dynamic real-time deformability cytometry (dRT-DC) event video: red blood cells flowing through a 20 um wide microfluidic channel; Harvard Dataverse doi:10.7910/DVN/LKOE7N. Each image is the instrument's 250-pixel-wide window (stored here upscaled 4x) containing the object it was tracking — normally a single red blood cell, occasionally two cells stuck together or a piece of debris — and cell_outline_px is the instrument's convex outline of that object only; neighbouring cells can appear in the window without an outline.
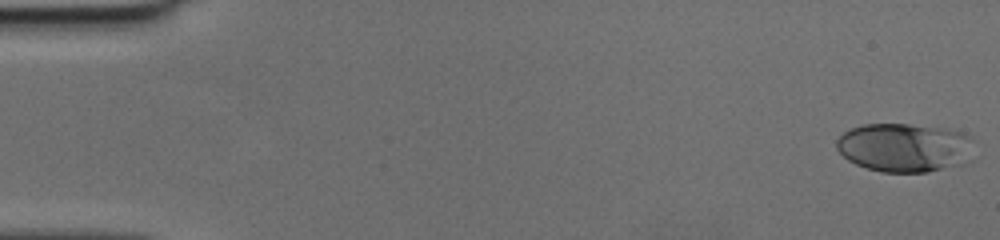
{"species": "human", "species_latin": "Homo sapiens", "temperature_condition": "cold", "stored_images_in_passage": 49, "camera_frame_rate_fps": 3000, "um_per_image_px": 0.085, "donor": {"sex": "female"}, "frame": {"image": 1, "passage_image": 1, "time_ms": 0.0, "image_size_px": [1000, 240], "cell_outline_px": [[972, 140], [960, 164], [928, 172], [880, 172], [856, 164], [848, 160], [836, 148], [836, 140], [844, 132], [852, 128], [864, 124], [908, 124], [944, 128], [960, 132], [968, 136]], "centroid_in_image_um": [76.77, 12.53], "position_along_channel_um": 8.2, "area_um2": 38.26}}
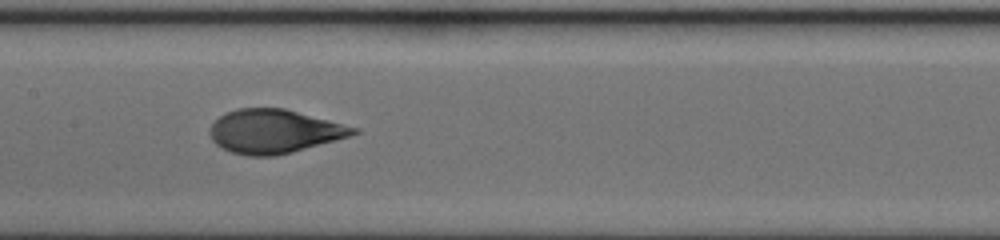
{"frame": {"image": 2, "passage_image": 25, "time_ms": 8.0, "image_size_px": [1000, 240], "cell_outline_px": [[360, 132], [348, 136], [292, 152], [276, 156], [248, 156], [232, 152], [216, 144], [212, 140], [208, 132], [212, 124], [220, 116], [236, 108], [284, 108], [360, 128]], "centroid_in_image_um": [23.29, 11.16], "position_along_channel_um": 184.1, "area_um2": 36.36}}
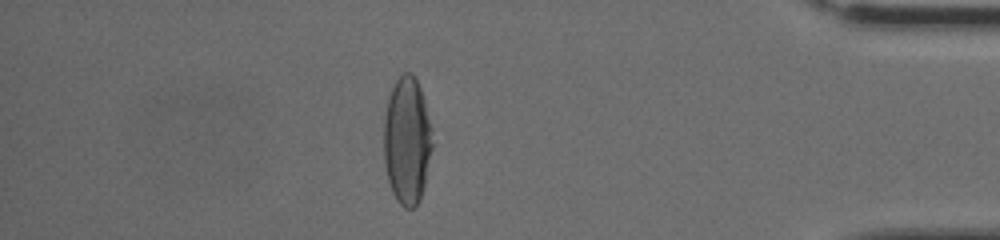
{"frame": {"image": 3, "passage_image": 43, "time_ms": 14.0, "image_size_px": [1000, 240], "cell_outline_px": [[432, 148], [424, 184], [420, 200], [412, 208], [404, 208], [396, 200], [392, 192], [388, 180], [384, 160], [384, 116], [388, 96], [396, 80], [404, 72], [412, 72], [420, 88], [424, 100], [432, 128]], "centroid_in_image_um": [34.59, 11.94], "position_along_channel_um": 400.6, "area_um2": 36.07}}